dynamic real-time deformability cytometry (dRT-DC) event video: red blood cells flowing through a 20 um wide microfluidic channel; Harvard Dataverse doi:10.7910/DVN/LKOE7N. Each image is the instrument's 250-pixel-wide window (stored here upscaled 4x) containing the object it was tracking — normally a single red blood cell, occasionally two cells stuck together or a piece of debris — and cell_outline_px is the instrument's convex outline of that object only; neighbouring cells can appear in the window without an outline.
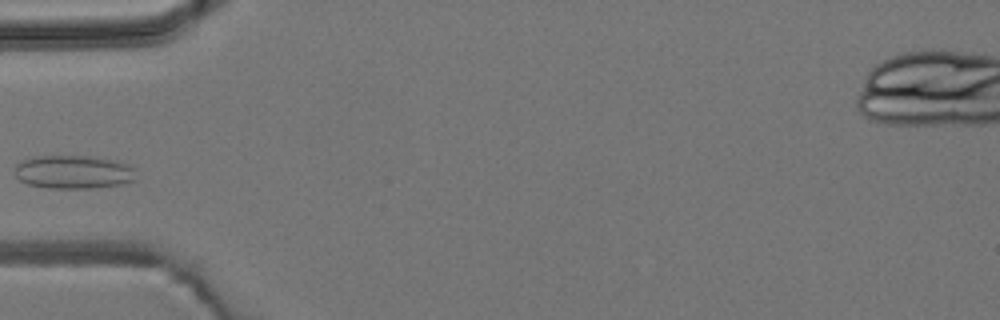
{"species": "common noctule bat (a hibernating species)", "species_latin": "Nyctalus noctula", "temperature_condition": "room temperature", "stored_images_in_passage": 1, "camera_frame_rate_fps": 3000, "um_per_image_px": 0.085, "animal": {"sex": "male", "body_mass_g": 19.2, "forearm_length_mm": 51.8}, "frame": {"image": 1, "passage_image": 1, "time_ms": 0.0, "image_size_px": [1000, 320], "cell_outline_px": [[136, 180], [120, 184], [92, 188], [48, 188], [28, 184], [20, 180], [12, 172], [16, 164], [20, 160], [36, 156], [88, 156], [112, 160], [128, 164], [136, 168]], "centroid_in_image_um": [6.23, 14.62], "position_along_channel_um": 78.8, "area_um2": 23.87}}